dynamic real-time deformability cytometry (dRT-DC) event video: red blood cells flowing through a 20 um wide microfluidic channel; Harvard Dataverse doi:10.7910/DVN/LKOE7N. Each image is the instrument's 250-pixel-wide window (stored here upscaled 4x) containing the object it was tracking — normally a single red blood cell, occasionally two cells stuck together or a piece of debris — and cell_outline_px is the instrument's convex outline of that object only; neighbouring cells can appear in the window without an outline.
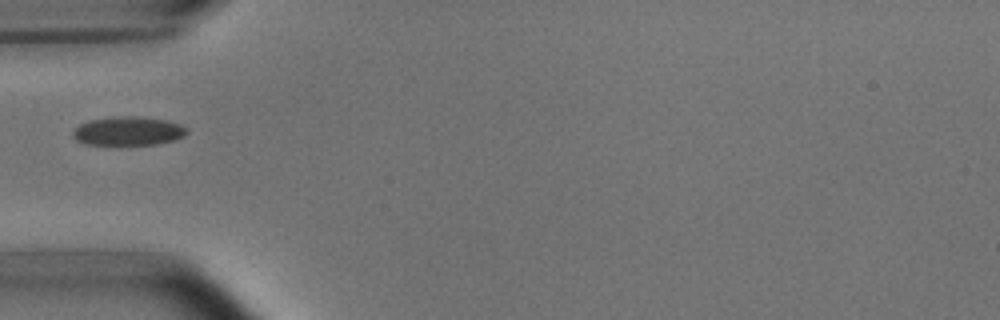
{"species": "common noctule bat (a hibernating species)", "species_latin": "Nyctalus noctula", "temperature_condition": "room temperature", "stored_images_in_passage": 1, "camera_frame_rate_fps": 3000, "um_per_image_px": 0.085, "animal": {"sex": "male", "body_mass_g": 15.6}, "frame": {"image": 1, "passage_image": 1, "time_ms": 0.0, "image_size_px": [1000, 320], "cell_outline_px": [[188, 132], [184, 136], [172, 140], [156, 144], [116, 148], [84, 144], [76, 140], [72, 136], [72, 132], [80, 124], [92, 120], [120, 116], [140, 116], [164, 120], [180, 124], [188, 128]], "centroid_in_image_um": [10.86, 11.2], "position_along_channel_um": 74.1, "area_um2": 19.94}}